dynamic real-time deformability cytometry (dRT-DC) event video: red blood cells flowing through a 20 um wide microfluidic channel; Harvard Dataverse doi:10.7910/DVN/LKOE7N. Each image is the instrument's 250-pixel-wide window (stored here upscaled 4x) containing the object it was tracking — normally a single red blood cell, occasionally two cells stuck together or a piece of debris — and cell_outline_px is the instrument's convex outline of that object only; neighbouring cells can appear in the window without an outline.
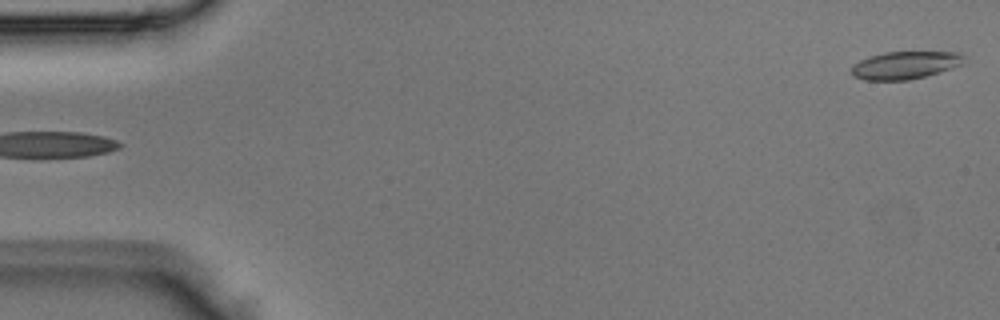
{"species": "Egyptian fruit bat (a non-hibernating species)", "species_latin": "Rousettus aegyptiacus", "temperature_condition": "room temperature", "stored_images_in_passage": 4, "camera_frame_rate_fps": 3000, "um_per_image_px": 0.085, "animal": {"sex": "male"}, "frame": {"image": 1, "passage_image": 4, "time_ms": 1.0, "image_size_px": [1000, 320], "cell_outline_px": [[964, 64], [952, 68], [924, 76], [908, 80], [864, 80], [852, 76], [848, 72], [852, 64], [868, 56], [884, 52], [960, 52], [964, 56]], "centroid_in_image_um": [76.87, 5.54], "position_along_channel_um": 8.1, "area_um2": 18.38}}